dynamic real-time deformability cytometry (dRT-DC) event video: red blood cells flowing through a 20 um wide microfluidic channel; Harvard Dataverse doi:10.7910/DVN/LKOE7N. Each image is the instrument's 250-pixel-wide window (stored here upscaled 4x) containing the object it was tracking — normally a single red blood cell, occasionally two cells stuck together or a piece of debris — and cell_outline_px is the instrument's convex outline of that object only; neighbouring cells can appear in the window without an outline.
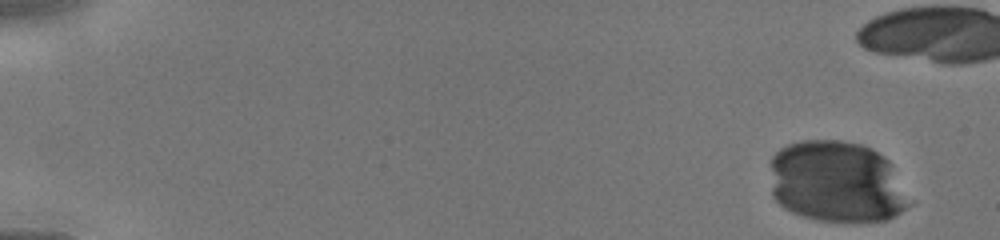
{"species": "human", "species_latin": "Homo sapiens", "temperature_condition": "cold", "stored_images_in_passage": 17, "camera_frame_rate_fps": 3000, "um_per_image_px": 0.085, "donor": {"sex": "male"}, "frame": {"image": 1, "passage_image": 1, "time_ms": 0.0, "image_size_px": [1000, 240], "cell_outline_px": [[912, 204], [888, 220], [856, 224], [816, 220], [800, 216], [784, 208], [772, 196], [772, 156], [780, 148], [788, 144], [804, 140], [840, 140], [860, 144], [872, 148], [884, 156], [892, 164]], "centroid_in_image_um": [71.14, 15.5], "position_along_channel_um": 13.9, "area_um2": 67.22}}
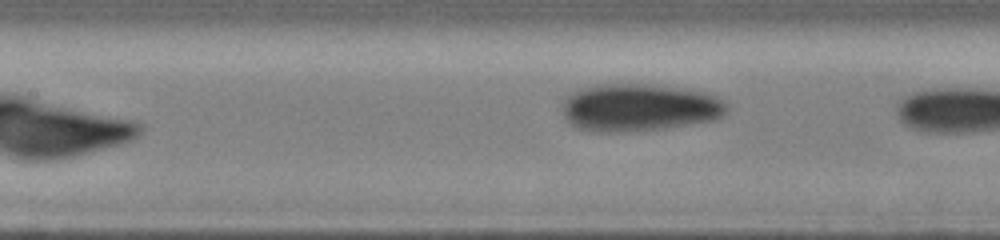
{"frame": {"image": 2, "passage_image": 17, "time_ms": 7.667, "image_size_px": [1000, 240], "cell_outline_px": [[728, 108], [716, 120], [664, 128], [620, 132], [592, 132], [576, 128], [564, 116], [564, 100], [568, 92], [592, 84], [656, 84], [684, 88], [704, 92], [716, 96], [724, 100], [728, 104]], "centroid_in_image_um": [54.32, 9.12], "position_along_channel_um": 153.1, "area_um2": 46.07}}